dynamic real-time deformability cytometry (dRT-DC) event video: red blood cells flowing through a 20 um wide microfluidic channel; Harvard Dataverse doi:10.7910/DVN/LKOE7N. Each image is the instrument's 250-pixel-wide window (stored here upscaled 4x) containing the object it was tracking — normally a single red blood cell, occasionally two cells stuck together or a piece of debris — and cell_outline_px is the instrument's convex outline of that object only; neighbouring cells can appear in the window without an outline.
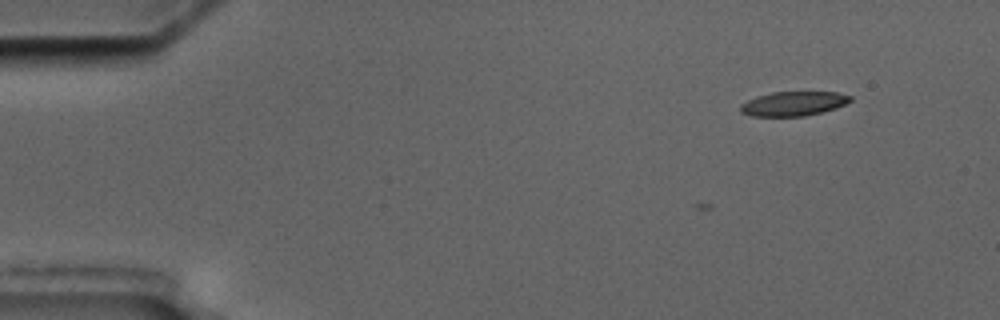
{"species": "common noctule bat (a hibernating species)", "species_latin": "Nyctalus noctula", "temperature_condition": "cold", "stored_images_in_passage": 9, "camera_frame_rate_fps": 3000, "um_per_image_px": 0.085, "animal": {"sex": "male", "body_mass_g": 17.5, "forearm_length_mm": 52.3}, "frame": {"image": 1, "passage_image": 1, "time_ms": 0.0, "image_size_px": [1000, 320], "cell_outline_px": [[852, 100], [836, 108], [804, 116], [752, 116], [740, 112], [740, 104], [756, 96], [772, 92], [836, 92], [852, 96]], "centroid_in_image_um": [67.42, 8.8], "position_along_channel_um": 17.6, "area_um2": 15.55}}
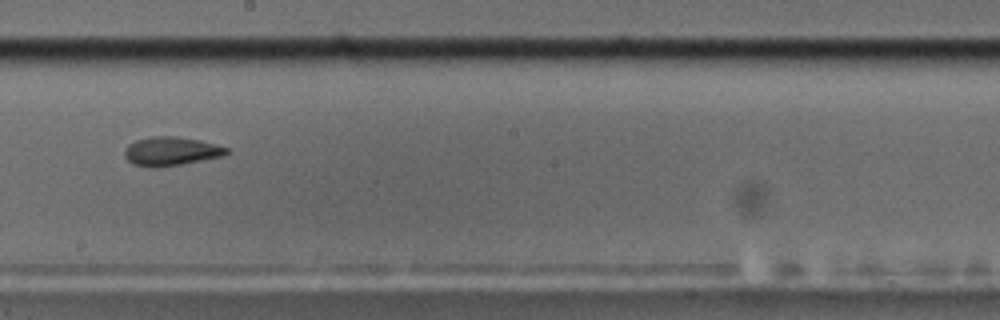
{"frame": {"image": 2, "passage_image": 9, "time_ms": 9.0, "image_size_px": [1000, 320], "cell_outline_px": [[228, 152], [224, 156], [180, 164], [156, 168], [152, 168], [132, 164], [124, 156], [124, 148], [128, 144], [136, 140], [152, 136], [176, 136], [196, 140], [228, 148]], "centroid_in_image_um": [14.47, 12.86], "position_along_channel_um": 233.7, "area_um2": 16.99}}